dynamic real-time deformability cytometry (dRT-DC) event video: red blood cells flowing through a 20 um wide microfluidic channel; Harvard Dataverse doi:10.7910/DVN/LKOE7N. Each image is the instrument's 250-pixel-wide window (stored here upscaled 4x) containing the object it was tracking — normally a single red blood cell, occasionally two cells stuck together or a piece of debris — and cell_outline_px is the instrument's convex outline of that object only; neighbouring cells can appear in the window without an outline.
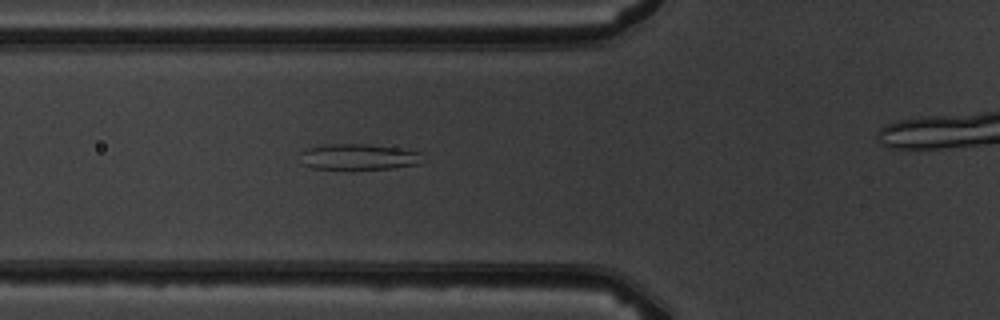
{"species": "common noctule bat (a hibernating species)", "species_latin": "Nyctalus noctula", "temperature_condition": "warm", "stored_images_in_passage": 5, "camera_frame_rate_fps": 3000, "um_per_image_px": 0.085, "animal": {"sex": "male", "body_mass_g": 19.5, "forearm_length_mm": 54.6}, "frame": {"image": 1, "passage_image": 4, "time_ms": 4.0, "image_size_px": [1000, 320], "cell_outline_px": [[428, 160], [416, 164], [392, 168], [352, 172], [348, 172], [312, 168], [304, 164], [300, 152], [304, 148], [324, 144], [364, 144], [396, 148], [420, 152]], "centroid_in_image_um": [30.46, 13.38], "position_along_channel_um": 95.3, "area_um2": 19.48}}